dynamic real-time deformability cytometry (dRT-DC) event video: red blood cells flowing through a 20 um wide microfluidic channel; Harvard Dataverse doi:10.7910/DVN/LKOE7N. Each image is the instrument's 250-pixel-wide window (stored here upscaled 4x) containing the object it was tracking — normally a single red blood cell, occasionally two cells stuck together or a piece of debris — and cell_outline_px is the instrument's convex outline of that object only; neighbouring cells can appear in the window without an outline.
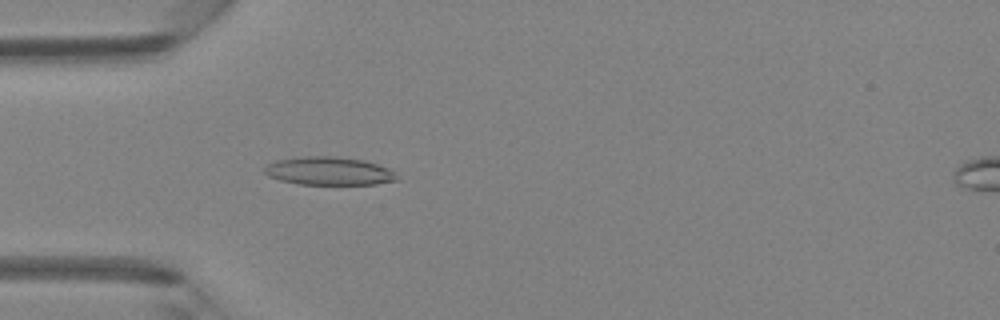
{"species": "Egyptian fruit bat (a non-hibernating species)", "species_latin": "Rousettus aegyptiacus", "temperature_condition": "room temperature", "stored_images_in_passage": 6, "camera_frame_rate_fps": 3000, "um_per_image_px": 0.085, "animal": {"sex": "female"}, "frame": {"image": 1, "passage_image": 5, "time_ms": 4.333, "image_size_px": [1000, 320], "cell_outline_px": [[400, 180], [376, 184], [300, 184], [280, 180], [268, 176], [264, 172], [264, 168], [268, 164], [276, 160], [300, 156], [336, 156], [364, 160], [388, 168], [396, 172]], "centroid_in_image_um": [27.98, 14.53], "position_along_channel_um": 57.0, "area_um2": 21.91}}